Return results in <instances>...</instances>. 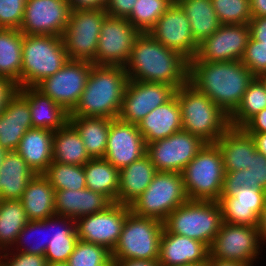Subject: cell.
I'll list each match as a JSON object with an SVG mask.
<instances>
[{"label": "cell", "instance_id": "cell-1", "mask_svg": "<svg viewBox=\"0 0 266 266\" xmlns=\"http://www.w3.org/2000/svg\"><path fill=\"white\" fill-rule=\"evenodd\" d=\"M256 76L241 61H189V83L207 95L229 117Z\"/></svg>", "mask_w": 266, "mask_h": 266}, {"label": "cell", "instance_id": "cell-2", "mask_svg": "<svg viewBox=\"0 0 266 266\" xmlns=\"http://www.w3.org/2000/svg\"><path fill=\"white\" fill-rule=\"evenodd\" d=\"M124 67L128 80L162 83L176 90L189 82V60L148 32L137 38Z\"/></svg>", "mask_w": 266, "mask_h": 266}, {"label": "cell", "instance_id": "cell-3", "mask_svg": "<svg viewBox=\"0 0 266 266\" xmlns=\"http://www.w3.org/2000/svg\"><path fill=\"white\" fill-rule=\"evenodd\" d=\"M127 83L124 66L93 64L81 98L69 116L116 119Z\"/></svg>", "mask_w": 266, "mask_h": 266}, {"label": "cell", "instance_id": "cell-4", "mask_svg": "<svg viewBox=\"0 0 266 266\" xmlns=\"http://www.w3.org/2000/svg\"><path fill=\"white\" fill-rule=\"evenodd\" d=\"M181 109L182 130L216 143L230 127L229 116L189 82L175 91Z\"/></svg>", "mask_w": 266, "mask_h": 266}, {"label": "cell", "instance_id": "cell-5", "mask_svg": "<svg viewBox=\"0 0 266 266\" xmlns=\"http://www.w3.org/2000/svg\"><path fill=\"white\" fill-rule=\"evenodd\" d=\"M68 60L62 37L23 34L21 87H35Z\"/></svg>", "mask_w": 266, "mask_h": 266}, {"label": "cell", "instance_id": "cell-6", "mask_svg": "<svg viewBox=\"0 0 266 266\" xmlns=\"http://www.w3.org/2000/svg\"><path fill=\"white\" fill-rule=\"evenodd\" d=\"M223 223L218 201L188 200L163 221L169 233L202 241L208 247Z\"/></svg>", "mask_w": 266, "mask_h": 266}, {"label": "cell", "instance_id": "cell-7", "mask_svg": "<svg viewBox=\"0 0 266 266\" xmlns=\"http://www.w3.org/2000/svg\"><path fill=\"white\" fill-rule=\"evenodd\" d=\"M181 174L189 200L218 201L225 177L218 145L206 143Z\"/></svg>", "mask_w": 266, "mask_h": 266}, {"label": "cell", "instance_id": "cell-8", "mask_svg": "<svg viewBox=\"0 0 266 266\" xmlns=\"http://www.w3.org/2000/svg\"><path fill=\"white\" fill-rule=\"evenodd\" d=\"M163 222L130 212L111 252L112 260H158Z\"/></svg>", "mask_w": 266, "mask_h": 266}, {"label": "cell", "instance_id": "cell-9", "mask_svg": "<svg viewBox=\"0 0 266 266\" xmlns=\"http://www.w3.org/2000/svg\"><path fill=\"white\" fill-rule=\"evenodd\" d=\"M188 200L181 173L157 172L150 185L129 207L137 216L156 218L163 222Z\"/></svg>", "mask_w": 266, "mask_h": 266}, {"label": "cell", "instance_id": "cell-10", "mask_svg": "<svg viewBox=\"0 0 266 266\" xmlns=\"http://www.w3.org/2000/svg\"><path fill=\"white\" fill-rule=\"evenodd\" d=\"M261 241L258 226L222 223L219 232L209 247V256L214 259L258 264L265 248ZM263 246V247H262Z\"/></svg>", "mask_w": 266, "mask_h": 266}, {"label": "cell", "instance_id": "cell-11", "mask_svg": "<svg viewBox=\"0 0 266 266\" xmlns=\"http://www.w3.org/2000/svg\"><path fill=\"white\" fill-rule=\"evenodd\" d=\"M107 16L104 9H84L70 12L62 35L69 60L92 62L96 57L100 30Z\"/></svg>", "mask_w": 266, "mask_h": 266}, {"label": "cell", "instance_id": "cell-12", "mask_svg": "<svg viewBox=\"0 0 266 266\" xmlns=\"http://www.w3.org/2000/svg\"><path fill=\"white\" fill-rule=\"evenodd\" d=\"M141 31L126 18L106 16L100 30L94 65L125 66Z\"/></svg>", "mask_w": 266, "mask_h": 266}, {"label": "cell", "instance_id": "cell-13", "mask_svg": "<svg viewBox=\"0 0 266 266\" xmlns=\"http://www.w3.org/2000/svg\"><path fill=\"white\" fill-rule=\"evenodd\" d=\"M92 65L90 61L68 60L59 71L43 79L35 87L71 113L86 87Z\"/></svg>", "mask_w": 266, "mask_h": 266}, {"label": "cell", "instance_id": "cell-14", "mask_svg": "<svg viewBox=\"0 0 266 266\" xmlns=\"http://www.w3.org/2000/svg\"><path fill=\"white\" fill-rule=\"evenodd\" d=\"M205 145L200 137L181 130L146 145V154L158 172L181 173Z\"/></svg>", "mask_w": 266, "mask_h": 266}, {"label": "cell", "instance_id": "cell-15", "mask_svg": "<svg viewBox=\"0 0 266 266\" xmlns=\"http://www.w3.org/2000/svg\"><path fill=\"white\" fill-rule=\"evenodd\" d=\"M130 212L128 205L112 203L104 211L80 217L76 220L77 236L82 241L104 246L112 252Z\"/></svg>", "mask_w": 266, "mask_h": 266}, {"label": "cell", "instance_id": "cell-16", "mask_svg": "<svg viewBox=\"0 0 266 266\" xmlns=\"http://www.w3.org/2000/svg\"><path fill=\"white\" fill-rule=\"evenodd\" d=\"M175 91L171 85L128 80L117 118L138 125L149 112L168 102Z\"/></svg>", "mask_w": 266, "mask_h": 266}, {"label": "cell", "instance_id": "cell-17", "mask_svg": "<svg viewBox=\"0 0 266 266\" xmlns=\"http://www.w3.org/2000/svg\"><path fill=\"white\" fill-rule=\"evenodd\" d=\"M249 38V24H221L199 44L194 58L200 62L241 61Z\"/></svg>", "mask_w": 266, "mask_h": 266}, {"label": "cell", "instance_id": "cell-18", "mask_svg": "<svg viewBox=\"0 0 266 266\" xmlns=\"http://www.w3.org/2000/svg\"><path fill=\"white\" fill-rule=\"evenodd\" d=\"M70 12L67 0H27L19 30L26 35L62 37Z\"/></svg>", "mask_w": 266, "mask_h": 266}, {"label": "cell", "instance_id": "cell-19", "mask_svg": "<svg viewBox=\"0 0 266 266\" xmlns=\"http://www.w3.org/2000/svg\"><path fill=\"white\" fill-rule=\"evenodd\" d=\"M148 33L166 48L179 52L189 61L197 54L199 44L192 36L186 14L176 1Z\"/></svg>", "mask_w": 266, "mask_h": 266}, {"label": "cell", "instance_id": "cell-20", "mask_svg": "<svg viewBox=\"0 0 266 266\" xmlns=\"http://www.w3.org/2000/svg\"><path fill=\"white\" fill-rule=\"evenodd\" d=\"M146 154L144 137L135 124L112 119L104 159L122 169Z\"/></svg>", "mask_w": 266, "mask_h": 266}, {"label": "cell", "instance_id": "cell-21", "mask_svg": "<svg viewBox=\"0 0 266 266\" xmlns=\"http://www.w3.org/2000/svg\"><path fill=\"white\" fill-rule=\"evenodd\" d=\"M224 223L258 226L265 208L266 191L252 187H241L231 195L220 196Z\"/></svg>", "mask_w": 266, "mask_h": 266}, {"label": "cell", "instance_id": "cell-22", "mask_svg": "<svg viewBox=\"0 0 266 266\" xmlns=\"http://www.w3.org/2000/svg\"><path fill=\"white\" fill-rule=\"evenodd\" d=\"M28 101L17 91L0 114V146L16 151L24 134L32 129Z\"/></svg>", "mask_w": 266, "mask_h": 266}, {"label": "cell", "instance_id": "cell-23", "mask_svg": "<svg viewBox=\"0 0 266 266\" xmlns=\"http://www.w3.org/2000/svg\"><path fill=\"white\" fill-rule=\"evenodd\" d=\"M209 247L202 241L169 233L161 234L158 262L160 266H178L187 263L207 262Z\"/></svg>", "mask_w": 266, "mask_h": 266}, {"label": "cell", "instance_id": "cell-24", "mask_svg": "<svg viewBox=\"0 0 266 266\" xmlns=\"http://www.w3.org/2000/svg\"><path fill=\"white\" fill-rule=\"evenodd\" d=\"M137 126L146 145L181 131L182 116L176 95L149 112Z\"/></svg>", "mask_w": 266, "mask_h": 266}, {"label": "cell", "instance_id": "cell-25", "mask_svg": "<svg viewBox=\"0 0 266 266\" xmlns=\"http://www.w3.org/2000/svg\"><path fill=\"white\" fill-rule=\"evenodd\" d=\"M79 238L76 231V220L54 215L46 219L45 251L47 263L67 262L74 251Z\"/></svg>", "mask_w": 266, "mask_h": 266}, {"label": "cell", "instance_id": "cell-26", "mask_svg": "<svg viewBox=\"0 0 266 266\" xmlns=\"http://www.w3.org/2000/svg\"><path fill=\"white\" fill-rule=\"evenodd\" d=\"M17 91L28 101L33 128L56 131L69 122L70 113L36 87H20Z\"/></svg>", "mask_w": 266, "mask_h": 266}, {"label": "cell", "instance_id": "cell-27", "mask_svg": "<svg viewBox=\"0 0 266 266\" xmlns=\"http://www.w3.org/2000/svg\"><path fill=\"white\" fill-rule=\"evenodd\" d=\"M112 204L104 195L88 189L55 191L56 215L77 220L80 217L104 211Z\"/></svg>", "mask_w": 266, "mask_h": 266}, {"label": "cell", "instance_id": "cell-28", "mask_svg": "<svg viewBox=\"0 0 266 266\" xmlns=\"http://www.w3.org/2000/svg\"><path fill=\"white\" fill-rule=\"evenodd\" d=\"M225 172L248 169L256 151V145L243 128L229 127L216 142Z\"/></svg>", "mask_w": 266, "mask_h": 266}, {"label": "cell", "instance_id": "cell-29", "mask_svg": "<svg viewBox=\"0 0 266 266\" xmlns=\"http://www.w3.org/2000/svg\"><path fill=\"white\" fill-rule=\"evenodd\" d=\"M54 131L47 129H29L16 149V152L36 174H44L52 163Z\"/></svg>", "mask_w": 266, "mask_h": 266}, {"label": "cell", "instance_id": "cell-30", "mask_svg": "<svg viewBox=\"0 0 266 266\" xmlns=\"http://www.w3.org/2000/svg\"><path fill=\"white\" fill-rule=\"evenodd\" d=\"M157 172L147 154L120 169L117 203L129 206L146 190Z\"/></svg>", "mask_w": 266, "mask_h": 266}, {"label": "cell", "instance_id": "cell-31", "mask_svg": "<svg viewBox=\"0 0 266 266\" xmlns=\"http://www.w3.org/2000/svg\"><path fill=\"white\" fill-rule=\"evenodd\" d=\"M20 201L29 221L45 220L56 215L55 189L43 174H36L28 182Z\"/></svg>", "mask_w": 266, "mask_h": 266}, {"label": "cell", "instance_id": "cell-32", "mask_svg": "<svg viewBox=\"0 0 266 266\" xmlns=\"http://www.w3.org/2000/svg\"><path fill=\"white\" fill-rule=\"evenodd\" d=\"M35 176L16 151H9L0 166V200H20Z\"/></svg>", "mask_w": 266, "mask_h": 266}, {"label": "cell", "instance_id": "cell-33", "mask_svg": "<svg viewBox=\"0 0 266 266\" xmlns=\"http://www.w3.org/2000/svg\"><path fill=\"white\" fill-rule=\"evenodd\" d=\"M112 119L69 116V123L77 130L91 158H103Z\"/></svg>", "mask_w": 266, "mask_h": 266}, {"label": "cell", "instance_id": "cell-34", "mask_svg": "<svg viewBox=\"0 0 266 266\" xmlns=\"http://www.w3.org/2000/svg\"><path fill=\"white\" fill-rule=\"evenodd\" d=\"M90 159L82 138L69 122L54 131L52 162L84 166Z\"/></svg>", "mask_w": 266, "mask_h": 266}, {"label": "cell", "instance_id": "cell-35", "mask_svg": "<svg viewBox=\"0 0 266 266\" xmlns=\"http://www.w3.org/2000/svg\"><path fill=\"white\" fill-rule=\"evenodd\" d=\"M23 33L19 29L0 28V76L21 87Z\"/></svg>", "mask_w": 266, "mask_h": 266}, {"label": "cell", "instance_id": "cell-36", "mask_svg": "<svg viewBox=\"0 0 266 266\" xmlns=\"http://www.w3.org/2000/svg\"><path fill=\"white\" fill-rule=\"evenodd\" d=\"M86 187L117 203L119 169L104 158H91L84 166Z\"/></svg>", "mask_w": 266, "mask_h": 266}, {"label": "cell", "instance_id": "cell-37", "mask_svg": "<svg viewBox=\"0 0 266 266\" xmlns=\"http://www.w3.org/2000/svg\"><path fill=\"white\" fill-rule=\"evenodd\" d=\"M186 14L192 36L200 44L220 26L211 0H175Z\"/></svg>", "mask_w": 266, "mask_h": 266}, {"label": "cell", "instance_id": "cell-38", "mask_svg": "<svg viewBox=\"0 0 266 266\" xmlns=\"http://www.w3.org/2000/svg\"><path fill=\"white\" fill-rule=\"evenodd\" d=\"M243 186L266 191V156L257 150L248 169L225 172L221 196L231 195Z\"/></svg>", "mask_w": 266, "mask_h": 266}, {"label": "cell", "instance_id": "cell-39", "mask_svg": "<svg viewBox=\"0 0 266 266\" xmlns=\"http://www.w3.org/2000/svg\"><path fill=\"white\" fill-rule=\"evenodd\" d=\"M28 222L20 200H0V253L12 249Z\"/></svg>", "mask_w": 266, "mask_h": 266}, {"label": "cell", "instance_id": "cell-40", "mask_svg": "<svg viewBox=\"0 0 266 266\" xmlns=\"http://www.w3.org/2000/svg\"><path fill=\"white\" fill-rule=\"evenodd\" d=\"M266 108V91L255 77L247 87L242 101L229 117L231 127L242 128L253 116Z\"/></svg>", "mask_w": 266, "mask_h": 266}, {"label": "cell", "instance_id": "cell-41", "mask_svg": "<svg viewBox=\"0 0 266 266\" xmlns=\"http://www.w3.org/2000/svg\"><path fill=\"white\" fill-rule=\"evenodd\" d=\"M43 175L49 180L55 191L86 188L83 166L52 162Z\"/></svg>", "mask_w": 266, "mask_h": 266}, {"label": "cell", "instance_id": "cell-42", "mask_svg": "<svg viewBox=\"0 0 266 266\" xmlns=\"http://www.w3.org/2000/svg\"><path fill=\"white\" fill-rule=\"evenodd\" d=\"M175 0H137L126 18L142 33L148 32Z\"/></svg>", "mask_w": 266, "mask_h": 266}, {"label": "cell", "instance_id": "cell-43", "mask_svg": "<svg viewBox=\"0 0 266 266\" xmlns=\"http://www.w3.org/2000/svg\"><path fill=\"white\" fill-rule=\"evenodd\" d=\"M47 247L45 219L29 221L20 231L11 250L44 256Z\"/></svg>", "mask_w": 266, "mask_h": 266}, {"label": "cell", "instance_id": "cell-44", "mask_svg": "<svg viewBox=\"0 0 266 266\" xmlns=\"http://www.w3.org/2000/svg\"><path fill=\"white\" fill-rule=\"evenodd\" d=\"M67 263L69 266H112L111 251L79 239Z\"/></svg>", "mask_w": 266, "mask_h": 266}, {"label": "cell", "instance_id": "cell-45", "mask_svg": "<svg viewBox=\"0 0 266 266\" xmlns=\"http://www.w3.org/2000/svg\"><path fill=\"white\" fill-rule=\"evenodd\" d=\"M221 24H249L252 15L249 0H211Z\"/></svg>", "mask_w": 266, "mask_h": 266}, {"label": "cell", "instance_id": "cell-46", "mask_svg": "<svg viewBox=\"0 0 266 266\" xmlns=\"http://www.w3.org/2000/svg\"><path fill=\"white\" fill-rule=\"evenodd\" d=\"M27 0H0V28L20 29Z\"/></svg>", "mask_w": 266, "mask_h": 266}, {"label": "cell", "instance_id": "cell-47", "mask_svg": "<svg viewBox=\"0 0 266 266\" xmlns=\"http://www.w3.org/2000/svg\"><path fill=\"white\" fill-rule=\"evenodd\" d=\"M241 62L255 76L266 72V44L250 37Z\"/></svg>", "mask_w": 266, "mask_h": 266}, {"label": "cell", "instance_id": "cell-48", "mask_svg": "<svg viewBox=\"0 0 266 266\" xmlns=\"http://www.w3.org/2000/svg\"><path fill=\"white\" fill-rule=\"evenodd\" d=\"M45 256L7 250L0 253V266H46Z\"/></svg>", "mask_w": 266, "mask_h": 266}, {"label": "cell", "instance_id": "cell-49", "mask_svg": "<svg viewBox=\"0 0 266 266\" xmlns=\"http://www.w3.org/2000/svg\"><path fill=\"white\" fill-rule=\"evenodd\" d=\"M137 0H107L105 10L108 16L127 18Z\"/></svg>", "mask_w": 266, "mask_h": 266}, {"label": "cell", "instance_id": "cell-50", "mask_svg": "<svg viewBox=\"0 0 266 266\" xmlns=\"http://www.w3.org/2000/svg\"><path fill=\"white\" fill-rule=\"evenodd\" d=\"M249 31L252 39L266 44V17H252Z\"/></svg>", "mask_w": 266, "mask_h": 266}, {"label": "cell", "instance_id": "cell-51", "mask_svg": "<svg viewBox=\"0 0 266 266\" xmlns=\"http://www.w3.org/2000/svg\"><path fill=\"white\" fill-rule=\"evenodd\" d=\"M242 128L248 134L266 133V108L253 116Z\"/></svg>", "mask_w": 266, "mask_h": 266}, {"label": "cell", "instance_id": "cell-52", "mask_svg": "<svg viewBox=\"0 0 266 266\" xmlns=\"http://www.w3.org/2000/svg\"><path fill=\"white\" fill-rule=\"evenodd\" d=\"M17 92V85L10 79L0 76V114L9 99Z\"/></svg>", "mask_w": 266, "mask_h": 266}, {"label": "cell", "instance_id": "cell-53", "mask_svg": "<svg viewBox=\"0 0 266 266\" xmlns=\"http://www.w3.org/2000/svg\"><path fill=\"white\" fill-rule=\"evenodd\" d=\"M71 11L84 9H104L107 0H67Z\"/></svg>", "mask_w": 266, "mask_h": 266}, {"label": "cell", "instance_id": "cell-54", "mask_svg": "<svg viewBox=\"0 0 266 266\" xmlns=\"http://www.w3.org/2000/svg\"><path fill=\"white\" fill-rule=\"evenodd\" d=\"M112 266H160L158 260H112Z\"/></svg>", "mask_w": 266, "mask_h": 266}, {"label": "cell", "instance_id": "cell-55", "mask_svg": "<svg viewBox=\"0 0 266 266\" xmlns=\"http://www.w3.org/2000/svg\"><path fill=\"white\" fill-rule=\"evenodd\" d=\"M252 17H266V0H249Z\"/></svg>", "mask_w": 266, "mask_h": 266}, {"label": "cell", "instance_id": "cell-56", "mask_svg": "<svg viewBox=\"0 0 266 266\" xmlns=\"http://www.w3.org/2000/svg\"><path fill=\"white\" fill-rule=\"evenodd\" d=\"M253 138L256 150L266 156V133L250 134Z\"/></svg>", "mask_w": 266, "mask_h": 266}, {"label": "cell", "instance_id": "cell-57", "mask_svg": "<svg viewBox=\"0 0 266 266\" xmlns=\"http://www.w3.org/2000/svg\"><path fill=\"white\" fill-rule=\"evenodd\" d=\"M259 235L264 246L266 245V203L265 208L262 211V214L259 218L258 225Z\"/></svg>", "mask_w": 266, "mask_h": 266}, {"label": "cell", "instance_id": "cell-58", "mask_svg": "<svg viewBox=\"0 0 266 266\" xmlns=\"http://www.w3.org/2000/svg\"><path fill=\"white\" fill-rule=\"evenodd\" d=\"M207 266H249V265L245 263L214 259L209 256L207 260Z\"/></svg>", "mask_w": 266, "mask_h": 266}, {"label": "cell", "instance_id": "cell-59", "mask_svg": "<svg viewBox=\"0 0 266 266\" xmlns=\"http://www.w3.org/2000/svg\"><path fill=\"white\" fill-rule=\"evenodd\" d=\"M256 78L261 82L266 91V72L257 75Z\"/></svg>", "mask_w": 266, "mask_h": 266}, {"label": "cell", "instance_id": "cell-60", "mask_svg": "<svg viewBox=\"0 0 266 266\" xmlns=\"http://www.w3.org/2000/svg\"><path fill=\"white\" fill-rule=\"evenodd\" d=\"M7 153L8 151L0 146V166L2 165L3 160L5 159V156L7 155Z\"/></svg>", "mask_w": 266, "mask_h": 266}, {"label": "cell", "instance_id": "cell-61", "mask_svg": "<svg viewBox=\"0 0 266 266\" xmlns=\"http://www.w3.org/2000/svg\"><path fill=\"white\" fill-rule=\"evenodd\" d=\"M178 266H207V262L187 263V264L178 265Z\"/></svg>", "mask_w": 266, "mask_h": 266}, {"label": "cell", "instance_id": "cell-62", "mask_svg": "<svg viewBox=\"0 0 266 266\" xmlns=\"http://www.w3.org/2000/svg\"><path fill=\"white\" fill-rule=\"evenodd\" d=\"M46 266H69L67 262H55V263H47Z\"/></svg>", "mask_w": 266, "mask_h": 266}]
</instances>
